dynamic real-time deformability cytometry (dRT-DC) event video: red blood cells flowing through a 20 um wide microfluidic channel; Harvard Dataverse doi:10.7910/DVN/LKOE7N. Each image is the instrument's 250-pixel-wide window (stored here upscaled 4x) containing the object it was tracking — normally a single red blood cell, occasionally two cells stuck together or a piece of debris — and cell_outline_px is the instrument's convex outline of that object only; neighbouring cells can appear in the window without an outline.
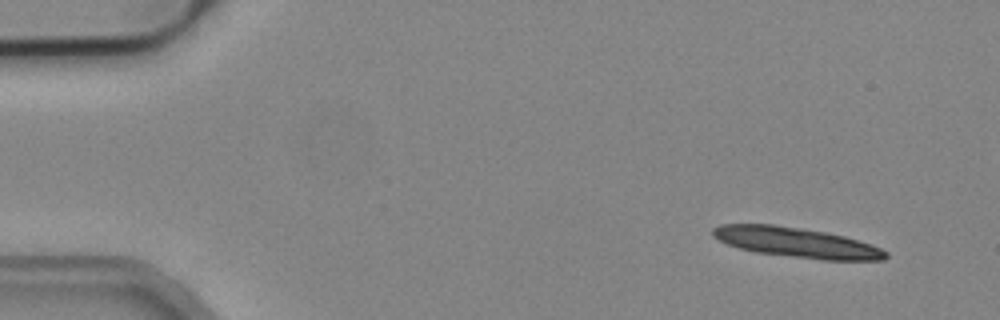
{"species": "common noctule bat (a hibernating species)", "species_latin": "Nyctalus noctula", "temperature_condition": "cold", "stored_images_in_passage": 5, "camera_frame_rate_fps": 3000, "um_per_image_px": 0.085, "animal": {"sex": "male", "body_mass_g": 19.2, "forearm_length_mm": 51.8}, "frame": {"image": 1, "passage_image": 1, "time_ms": 0.0, "image_size_px": [1000, 320], "cell_outline_px": [[888, 256], [884, 260], [820, 260], [756, 252], [740, 248], [728, 244], [712, 236], [712, 228], [720, 224], [776, 224], [824, 232], [844, 236], [880, 248], [888, 252]], "centroid_in_image_um": [67.68, 20.61], "position_along_channel_um": 17.3, "area_um2": 30.06}}